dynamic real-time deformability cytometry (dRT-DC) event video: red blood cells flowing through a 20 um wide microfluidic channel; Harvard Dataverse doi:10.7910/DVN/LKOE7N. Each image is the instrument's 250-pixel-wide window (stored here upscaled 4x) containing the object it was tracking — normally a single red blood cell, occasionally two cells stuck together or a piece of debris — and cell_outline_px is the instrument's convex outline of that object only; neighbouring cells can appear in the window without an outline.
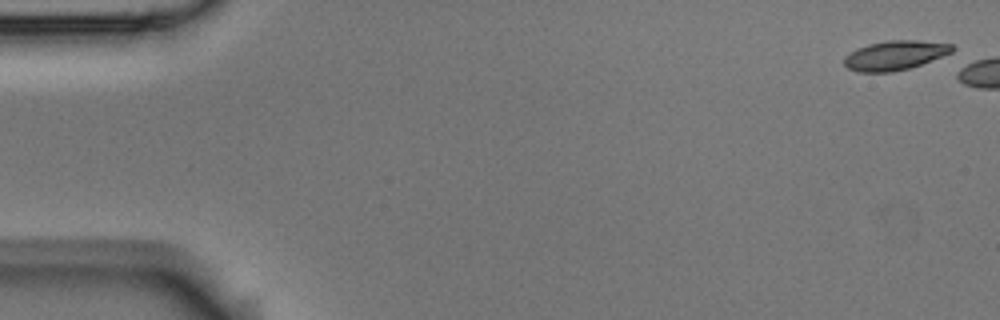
{"species": "Egyptian fruit bat (a non-hibernating species)", "species_latin": "Rousettus aegyptiacus", "temperature_condition": "room temperature", "stored_images_in_passage": 3, "camera_frame_rate_fps": 3000, "um_per_image_px": 0.085, "animal": {"sex": "male"}, "frame": {"image": 1, "passage_image": 1, "time_ms": 0.0, "image_size_px": [1000, 320], "cell_outline_px": [[956, 48], [952, 52], [920, 64], [908, 68], [892, 72], [856, 72], [848, 68], [844, 64], [844, 56], [856, 48], [868, 44], [888, 40], [920, 40], [952, 44]], "centroid_in_image_um": [76.04, 4.69], "position_along_channel_um": 9.0, "area_um2": 18.5}}